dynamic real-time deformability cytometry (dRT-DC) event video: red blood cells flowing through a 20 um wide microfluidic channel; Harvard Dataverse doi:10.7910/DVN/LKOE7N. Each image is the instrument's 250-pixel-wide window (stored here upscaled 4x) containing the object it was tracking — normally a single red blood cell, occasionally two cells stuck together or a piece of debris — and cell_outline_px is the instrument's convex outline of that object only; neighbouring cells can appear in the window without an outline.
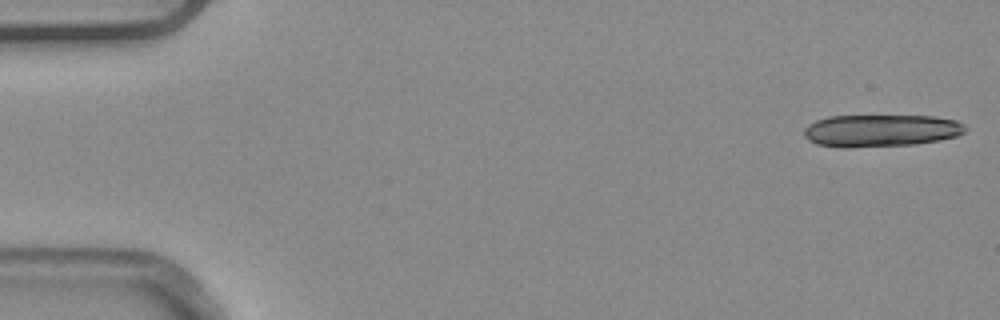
{"species": "common noctule bat (a hibernating species)", "species_latin": "Nyctalus noctula", "temperature_condition": "warm", "stored_images_in_passage": 6, "camera_frame_rate_fps": 3000, "um_per_image_px": 0.085, "animal": {"sex": "male", "body_mass_g": 20.4}, "frame": {"image": 1, "passage_image": 1, "time_ms": 0.0, "image_size_px": [1000, 320], "cell_outline_px": [[968, 128], [964, 132], [956, 136], [940, 140], [916, 144], [848, 148], [844, 148], [816, 144], [808, 140], [804, 136], [804, 128], [808, 124], [816, 120], [828, 116], [936, 116], [956, 120], [964, 124]], "centroid_in_image_um": [74.87, 11.1], "position_along_channel_um": 10.1, "area_um2": 30.63}}